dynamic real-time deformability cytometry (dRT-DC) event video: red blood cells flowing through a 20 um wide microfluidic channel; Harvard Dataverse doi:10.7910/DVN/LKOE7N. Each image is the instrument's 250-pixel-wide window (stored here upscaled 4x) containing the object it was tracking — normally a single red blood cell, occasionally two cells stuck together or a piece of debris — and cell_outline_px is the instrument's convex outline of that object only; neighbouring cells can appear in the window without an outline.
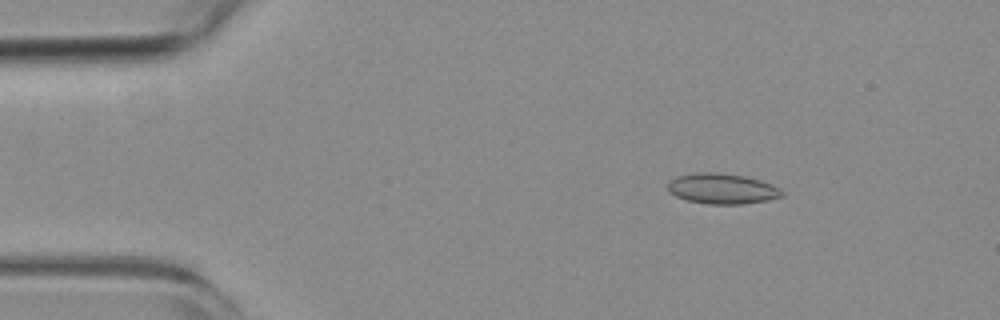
{"species": "common noctule bat (a hibernating species)", "species_latin": "Nyctalus noctula", "temperature_condition": "room temperature", "stored_images_in_passage": 54, "camera_frame_rate_fps": 3000, "um_per_image_px": 0.085, "animal": {"sex": "female", "body_mass_g": 19.3, "forearm_length_mm": 54.1}, "frame": {"image": 1, "passage_image": 8, "time_ms": 2.333, "image_size_px": [1000, 320], "cell_outline_px": [[784, 196], [768, 200], [744, 204], [708, 204], [688, 200], [676, 196], [668, 192], [668, 180], [676, 176], [696, 172], [716, 172], [744, 176], [760, 180], [772, 184], [784, 192]], "centroid_in_image_um": [61.37, 16.03], "position_along_channel_um": 23.6, "area_um2": 20.4}}
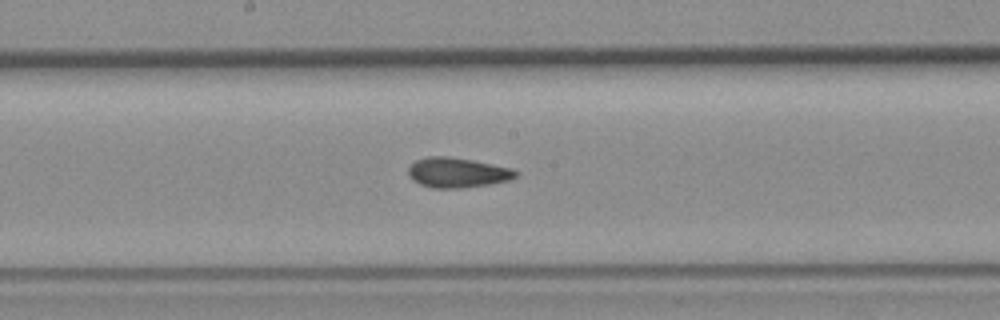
{"frame": {"image": 2, "passage_image": 28, "time_ms": 9.0, "image_size_px": [1000, 320], "cell_outline_px": [[520, 172], [512, 180], [488, 184], [460, 188], [432, 188], [420, 184], [412, 180], [408, 176], [408, 168], [416, 160], [428, 156], [448, 156], [472, 160], [512, 168]], "centroid_in_image_um": [38.88, 14.67], "position_along_channel_um": 209.3, "area_um2": 18.84}}
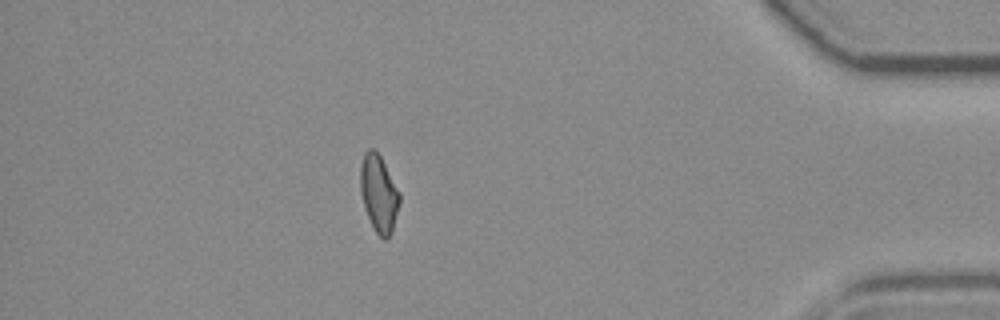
{"frame": {"image": 3, "passage_image": 47, "time_ms": 15.333, "image_size_px": [1000, 320], "cell_outline_px": [[400, 200], [392, 232], [388, 240], [384, 240], [376, 232], [368, 216], [360, 192], [360, 164], [364, 152], [368, 148], [376, 148], [400, 192]], "centroid_in_image_um": [32.2, 16.41], "position_along_channel_um": 403.0, "area_um2": 17.69}, "authors_computed_cell_mechanics": {"area_um2": 18.3804, "velocity_mm_per_s": 3.8302, "shape_relaxation_time_tau1_ms": null, "shape_relaxation_time_tau2_ms": 3.8717, "deformation_change_tau1": null, "deformation_change_tau2": 0.0831}}